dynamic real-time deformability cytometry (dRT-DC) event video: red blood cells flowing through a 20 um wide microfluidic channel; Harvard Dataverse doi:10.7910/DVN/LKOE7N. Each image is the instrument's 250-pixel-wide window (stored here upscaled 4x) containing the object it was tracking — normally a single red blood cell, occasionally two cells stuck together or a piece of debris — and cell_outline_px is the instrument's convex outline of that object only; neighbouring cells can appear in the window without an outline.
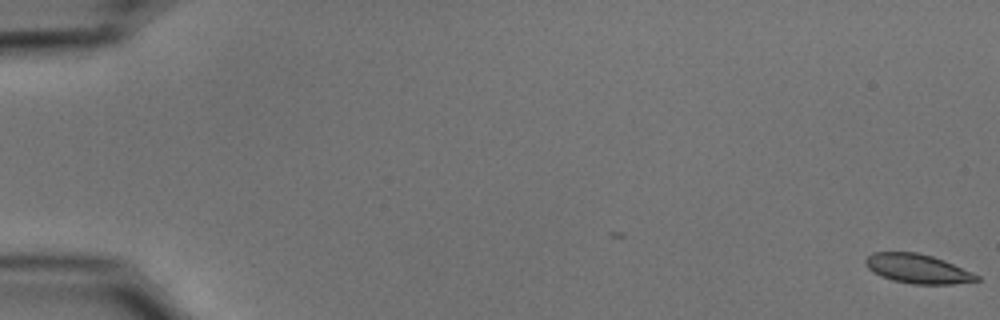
{"species": "common noctule bat (a hibernating species)", "species_latin": "Nyctalus noctula", "temperature_condition": "cold", "stored_images_in_passage": 2, "camera_frame_rate_fps": 3000, "um_per_image_px": 0.085, "animal": {"sex": "male", "body_mass_g": 15.6}, "frame": {"image": 1, "passage_image": 2, "time_ms": 0.333, "image_size_px": [1000, 320], "cell_outline_px": [[980, 280], [952, 284], [912, 284], [892, 280], [880, 276], [868, 268], [864, 264], [864, 260], [872, 252], [916, 252], [932, 256], [944, 260], [972, 272], [980, 276]], "centroid_in_image_um": [77.98, 22.84], "position_along_channel_um": 7.0, "area_um2": 18.96}}